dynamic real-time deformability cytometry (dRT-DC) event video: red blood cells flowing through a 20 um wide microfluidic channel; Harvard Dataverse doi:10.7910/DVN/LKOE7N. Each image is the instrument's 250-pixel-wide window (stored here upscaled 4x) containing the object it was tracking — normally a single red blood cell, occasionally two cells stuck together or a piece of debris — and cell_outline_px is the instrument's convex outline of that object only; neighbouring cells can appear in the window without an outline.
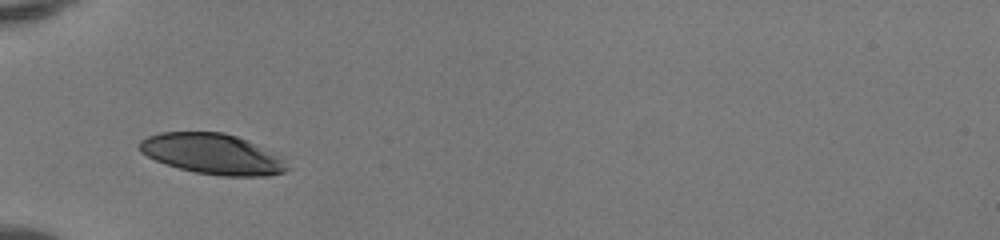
{"species": "human", "species_latin": "Homo sapiens", "temperature_condition": "room temperature", "stored_images_in_passage": 30, "camera_frame_rate_fps": 3000, "um_per_image_px": 0.085, "donor": {"sex": "female"}, "frame": {"image": 1, "passage_image": 1, "time_ms": 0.0, "image_size_px": [1000, 240], "cell_outline_px": [[288, 168], [284, 172], [268, 176], [220, 176], [196, 172], [180, 168], [156, 160], [140, 152], [140, 140], [148, 136], [160, 132], [224, 132], [248, 140], [280, 156], [284, 160]], "centroid_in_image_um": [18.07, 13.08], "position_along_channel_um": 66.9, "area_um2": 34.62}}
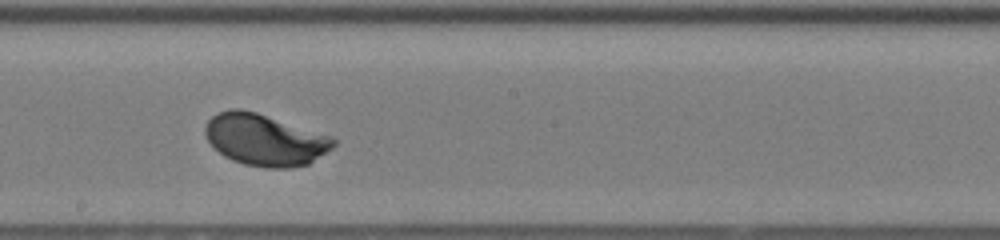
{"frame": {"image": 2, "passage_image": 13, "time_ms": 4.0, "image_size_px": [1000, 240], "cell_outline_px": [[336, 144], [332, 148], [308, 164], [288, 168], [264, 168], [244, 164], [232, 160], [224, 156], [208, 140], [204, 132], [204, 128], [208, 120], [216, 112], [228, 108], [240, 108], [256, 112], [332, 136], [336, 140]], "centroid_in_image_um": [22.5, 11.87], "position_along_channel_um": 225.7, "area_um2": 38.61}}
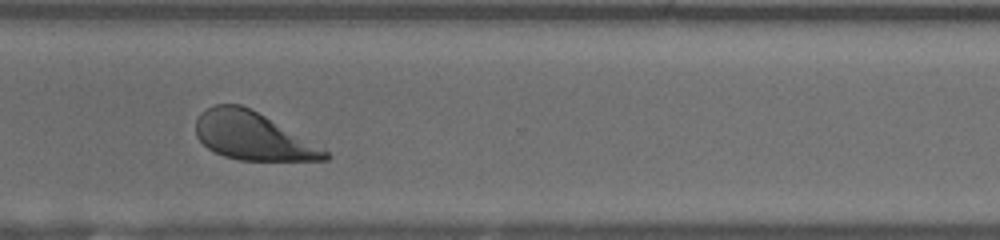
{"frame": {"image": 3, "passage_image": 22, "time_ms": 7.0, "image_size_px": [1000, 240], "cell_outline_px": [[328, 160], [240, 160], [224, 156], [208, 148], [196, 136], [196, 120], [200, 112], [216, 104], [240, 104], [264, 116], [324, 148], [328, 152]], "centroid_in_image_um": [21.45, 11.57], "position_along_channel_um": 349.2, "area_um2": 35.37}, "authors_computed_cell_mechanics": {"area_um2": 37.7434, "velocity_mm_per_s": 4.111, "shape_relaxation_time_tau1_ms": 2.356, "shape_relaxation_time_tau2_ms": null, "deformation_change_tau1": 0.1625, "deformation_change_tau2": null}}